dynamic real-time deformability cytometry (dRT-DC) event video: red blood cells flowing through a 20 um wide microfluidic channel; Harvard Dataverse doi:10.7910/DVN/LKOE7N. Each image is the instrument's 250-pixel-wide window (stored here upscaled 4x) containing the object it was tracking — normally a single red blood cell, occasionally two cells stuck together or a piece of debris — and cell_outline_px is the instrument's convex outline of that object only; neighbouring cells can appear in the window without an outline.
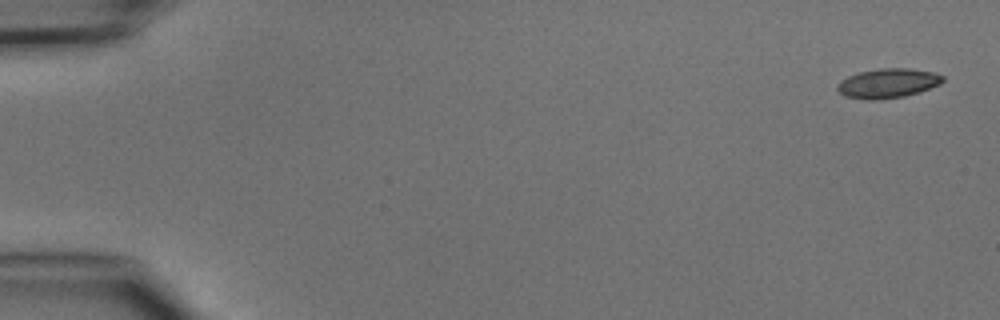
{"species": "common noctule bat (a hibernating species)", "species_latin": "Nyctalus noctula", "temperature_condition": "cold", "stored_images_in_passage": 4, "camera_frame_rate_fps": 3000, "um_per_image_px": 0.085, "animal": {"sex": "male", "body_mass_g": 15.6}, "frame": {"image": 1, "passage_image": 1, "time_ms": 0.0, "image_size_px": [1000, 320], "cell_outline_px": [[944, 80], [940, 84], [920, 92], [904, 96], [876, 100], [864, 100], [844, 96], [836, 88], [836, 84], [840, 80], [848, 76], [860, 72], [880, 68], [908, 68], [932, 72], [944, 76]], "centroid_in_image_um": [75.44, 7.08], "position_along_channel_um": 9.6, "area_um2": 18.21}}
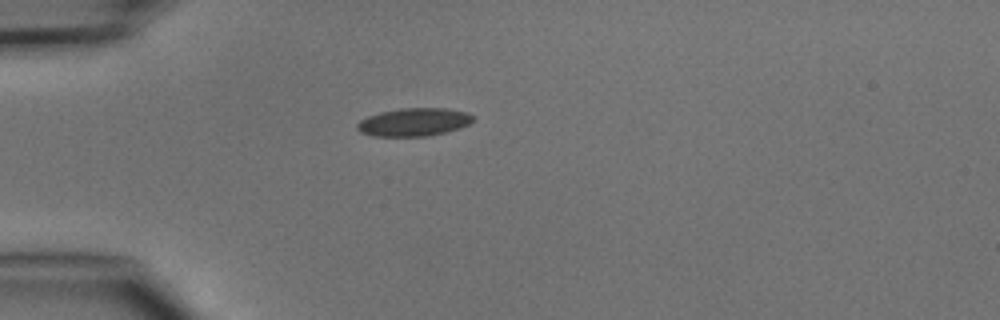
{"frame": {"image": 2, "passage_image": 4, "time_ms": 4.0, "image_size_px": [1000, 320], "cell_outline_px": [[476, 116], [468, 124], [460, 128], [444, 132], [424, 136], [372, 136], [360, 132], [356, 128], [356, 124], [360, 120], [368, 116], [380, 112], [400, 108], [448, 108], [468, 112]], "centroid_in_image_um": [35.18, 10.37], "position_along_channel_um": 49.8, "area_um2": 19.02}}